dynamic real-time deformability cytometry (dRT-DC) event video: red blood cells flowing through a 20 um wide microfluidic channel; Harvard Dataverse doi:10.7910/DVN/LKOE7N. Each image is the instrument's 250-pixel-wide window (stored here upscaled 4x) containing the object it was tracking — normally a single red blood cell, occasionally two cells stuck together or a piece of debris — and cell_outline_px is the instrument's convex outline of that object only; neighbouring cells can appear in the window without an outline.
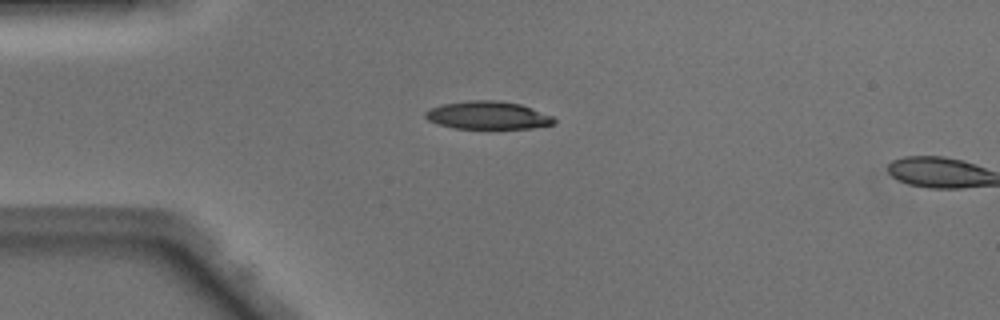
{"species": "Egyptian fruit bat (a non-hibernating species)", "species_latin": "Rousettus aegyptiacus", "temperature_condition": "warm", "stored_images_in_passage": 2, "camera_frame_rate_fps": 3000, "um_per_image_px": 0.085, "animal": {"sex": "male"}, "frame": {"image": 1, "passage_image": 1, "time_ms": 0.0, "image_size_px": [1000, 320], "cell_outline_px": [[556, 124], [532, 128], [452, 128], [436, 124], [428, 120], [424, 116], [424, 112], [432, 108], [444, 104], [468, 100], [496, 100], [520, 104], [552, 116], [556, 120]], "centroid_in_image_um": [41.45, 9.8], "position_along_channel_um": 43.5, "area_um2": 20.87}}